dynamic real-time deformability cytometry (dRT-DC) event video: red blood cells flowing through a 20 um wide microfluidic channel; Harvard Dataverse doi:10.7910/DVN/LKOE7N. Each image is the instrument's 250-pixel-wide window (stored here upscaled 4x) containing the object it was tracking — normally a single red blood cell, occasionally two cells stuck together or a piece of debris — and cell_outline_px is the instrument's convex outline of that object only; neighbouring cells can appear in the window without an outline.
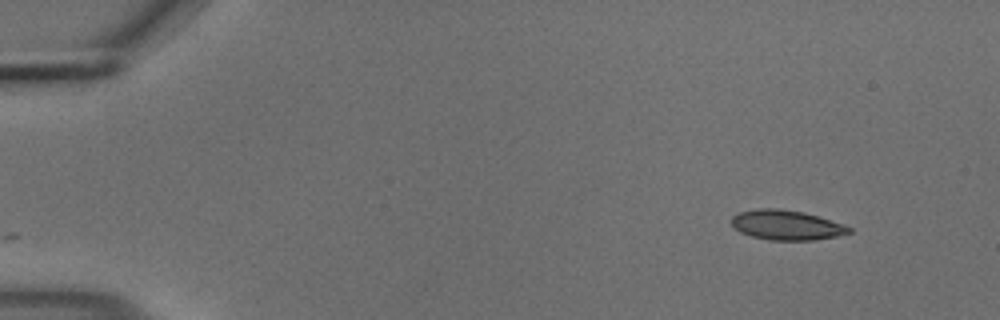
{"species": "common noctule bat (a hibernating species)", "species_latin": "Nyctalus noctula", "temperature_condition": "cold", "stored_images_in_passage": 50, "camera_frame_rate_fps": 3000, "um_per_image_px": 0.085, "animal": {"sex": "male", "body_mass_g": 18.8}, "frame": {"image": 1, "passage_image": 1, "time_ms": 0.0, "image_size_px": [1000, 320], "cell_outline_px": [[852, 232], [836, 236], [812, 240], [768, 240], [752, 236], [740, 232], [732, 224], [732, 216], [740, 212], [760, 208], [776, 208], [804, 212], [844, 224], [852, 228]], "centroid_in_image_um": [66.87, 19.13], "position_along_channel_um": 18.1, "area_um2": 20.29}}
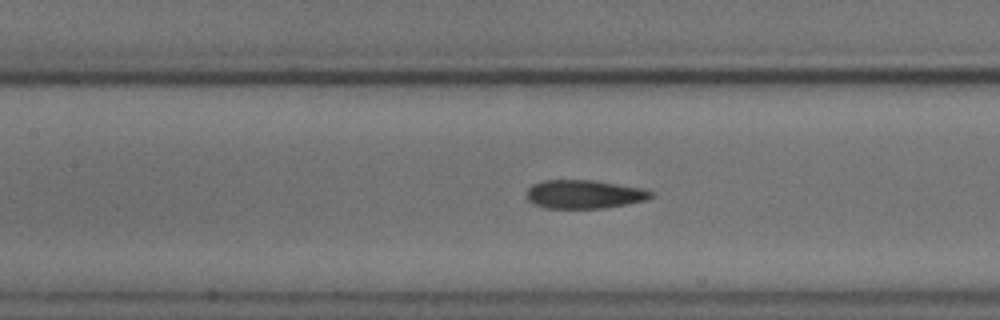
{"frame": {"image": 2, "passage_image": 21, "time_ms": 6.667, "image_size_px": [1000, 320], "cell_outline_px": [[652, 196], [644, 200], [628, 204], [604, 208], [544, 208], [532, 204], [524, 196], [528, 188], [532, 184], [544, 180], [592, 180], [648, 188], [652, 192]], "centroid_in_image_um": [49.63, 16.51], "position_along_channel_um": 157.8, "area_um2": 21.04}}
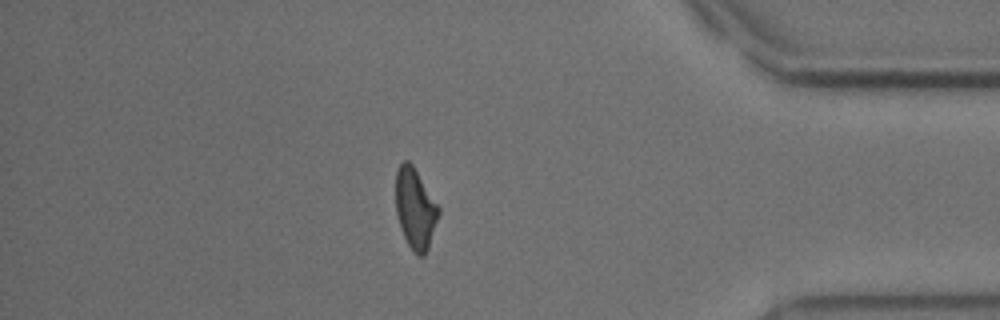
{"frame": {"image": 3, "passage_image": 43, "time_ms": 14.0, "image_size_px": [1000, 320], "cell_outline_px": [[440, 212], [428, 248], [424, 256], [416, 256], [408, 244], [404, 236], [396, 212], [396, 172], [400, 164], [404, 160], [408, 160], [412, 164], [440, 208]], "centroid_in_image_um": [35.3, 17.73], "position_along_channel_um": 399.9, "area_um2": 19.88}, "authors_computed_cell_mechanics": {"area_um2": 20.9236, "velocity_mm_per_s": 3.7108, "shape_relaxation_time_tau1_ms": 7.7336, "shape_relaxation_time_tau2_ms": 3.9245, "deformation_change_tau1": 0.17, "deformation_change_tau2": 0.0917}}